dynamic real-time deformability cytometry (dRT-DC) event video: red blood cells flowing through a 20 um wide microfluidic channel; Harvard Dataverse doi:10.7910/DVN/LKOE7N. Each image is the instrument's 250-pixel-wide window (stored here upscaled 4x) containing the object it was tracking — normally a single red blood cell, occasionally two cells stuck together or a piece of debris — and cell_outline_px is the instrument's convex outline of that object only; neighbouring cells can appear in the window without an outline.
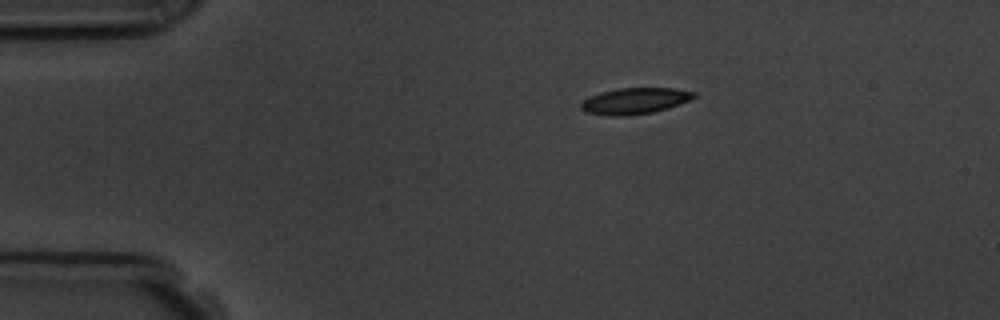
{"species": "common noctule bat (a hibernating species)", "species_latin": "Nyctalus noctula", "temperature_condition": "room temperature", "stored_images_in_passage": 2, "camera_frame_rate_fps": 3000, "um_per_image_px": 0.085, "animal": {"sex": "male", "body_mass_g": 19.5, "forearm_length_mm": 54.6}, "frame": {"image": 1, "passage_image": 1, "time_ms": 0.0, "image_size_px": [1000, 320], "cell_outline_px": [[696, 96], [688, 100], [668, 108], [652, 112], [624, 116], [612, 116], [588, 112], [580, 108], [580, 104], [584, 100], [600, 92], [616, 88], [672, 88], [696, 92]], "centroid_in_image_um": [53.95, 8.57], "position_along_channel_um": 31.0, "area_um2": 16.99}}